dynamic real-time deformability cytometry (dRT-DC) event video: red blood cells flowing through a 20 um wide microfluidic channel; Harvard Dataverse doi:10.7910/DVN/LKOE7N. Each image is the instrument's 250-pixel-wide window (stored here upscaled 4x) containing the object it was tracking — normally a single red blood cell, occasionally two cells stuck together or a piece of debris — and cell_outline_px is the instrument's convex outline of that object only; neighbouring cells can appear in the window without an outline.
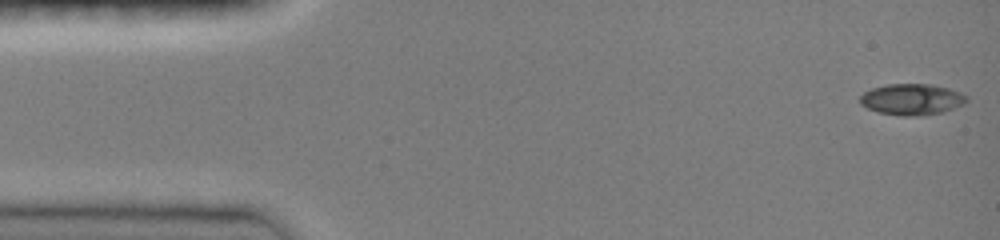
{"species": "common noctule bat (a hibernating species)", "species_latin": "Nyctalus noctula", "temperature_condition": "room temperature", "stored_images_in_passage": 29, "camera_frame_rate_fps": 3000, "um_per_image_px": 0.085, "animal": {"sex": "female", "body_mass_g": 19.0, "forearm_length_mm": 51.5}, "frame": {"image": 1, "passage_image": 1, "time_ms": 0.0, "image_size_px": [1000, 240], "cell_outline_px": [[968, 100], [964, 104], [944, 112], [916, 116], [900, 116], [880, 112], [868, 108], [860, 104], [860, 96], [864, 92], [872, 88], [888, 84], [932, 84], [948, 88], [960, 92], [968, 96]], "centroid_in_image_um": [77.53, 8.44], "position_along_channel_um": 7.5, "area_um2": 19.42}}
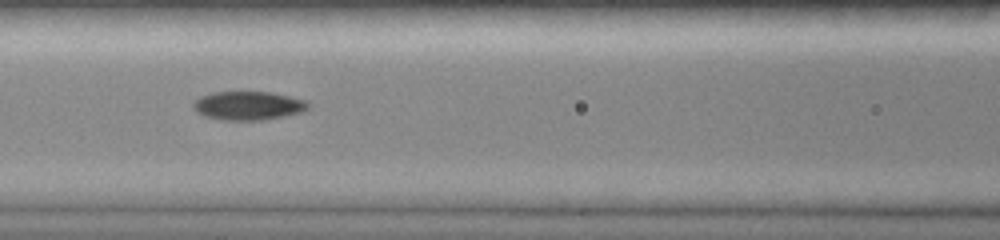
{"frame": {"image": 2, "passage_image": 13, "time_ms": 6.333, "image_size_px": [1000, 240], "cell_outline_px": [[312, 104], [304, 112], [284, 116], [260, 120], [224, 120], [204, 116], [196, 112], [192, 108], [192, 100], [200, 96], [212, 92], [268, 92], [308, 100]], "centroid_in_image_um": [21.09, 8.98], "position_along_channel_um": 145.5, "area_um2": 19.48}}
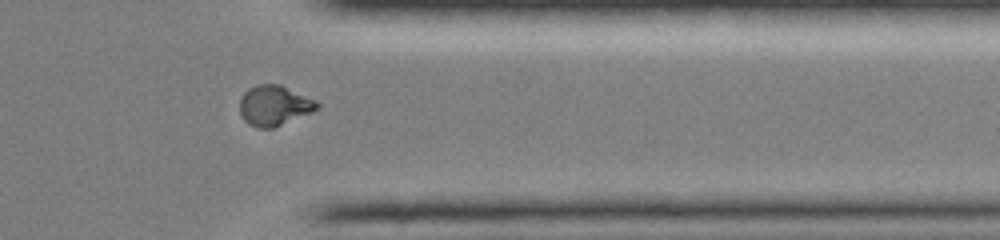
{"frame": {"image": 3, "passage_image": 24, "time_ms": 12.333, "image_size_px": [1000, 240], "cell_outline_px": [[320, 108], [312, 112], [272, 128], [256, 128], [248, 124], [244, 120], [240, 112], [240, 100], [244, 92], [248, 88], [256, 84], [280, 84], [316, 100], [320, 104]], "centroid_in_image_um": [23.31, 8.96], "position_along_channel_um": 388.1, "area_um2": 18.21}, "authors_computed_cell_mechanics": {"area_um2": 18.785, "velocity_mm_per_s": 4.0441, "shape_relaxation_time_tau1_ms": 8.0761, "shape_relaxation_time_tau2_ms": 3.4264, "deformation_change_tau1": 0.2825, "deformation_change_tau2": 0.0721}}